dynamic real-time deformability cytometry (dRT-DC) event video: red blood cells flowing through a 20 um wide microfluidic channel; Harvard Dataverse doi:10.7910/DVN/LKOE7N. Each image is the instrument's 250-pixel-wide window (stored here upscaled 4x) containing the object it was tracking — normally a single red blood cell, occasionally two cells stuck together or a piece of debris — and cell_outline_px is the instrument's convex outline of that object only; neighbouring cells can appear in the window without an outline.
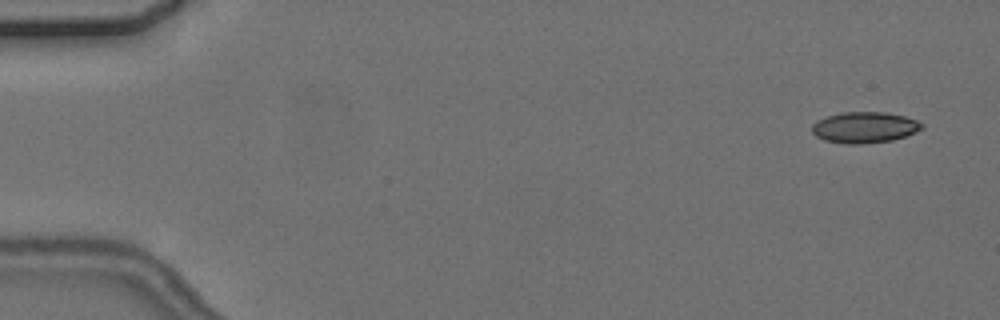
{"species": "common noctule bat (a hibernating species)", "species_latin": "Nyctalus noctula", "temperature_condition": "cold", "stored_images_in_passage": 5, "camera_frame_rate_fps": 3000, "um_per_image_px": 0.085, "animal": {"sex": "female", "body_mass_g": 24.6, "forearm_length_mm": 56.2}, "frame": {"image": 1, "passage_image": 1, "time_ms": 0.0, "image_size_px": [1000, 320], "cell_outline_px": [[924, 128], [916, 132], [892, 140], [864, 144], [848, 144], [824, 140], [816, 136], [812, 132], [812, 124], [816, 120], [840, 112], [888, 112], [904, 116], [916, 120], [924, 124]], "centroid_in_image_um": [73.49, 10.82], "position_along_channel_um": 11.5, "area_um2": 20.0}}
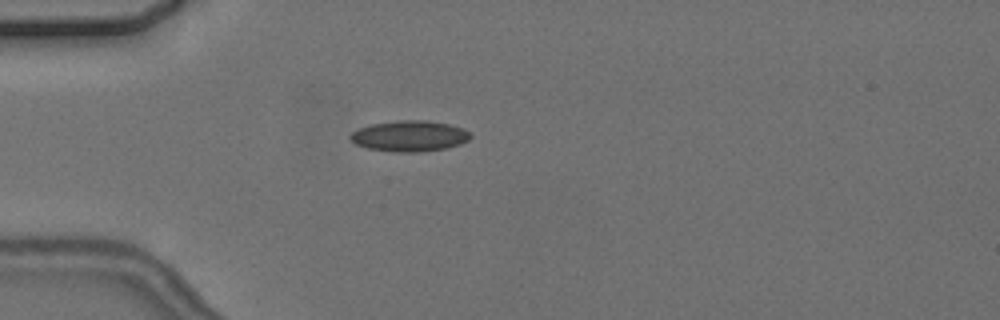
{"frame": {"image": 2, "passage_image": 5, "time_ms": 4.333, "image_size_px": [1000, 320], "cell_outline_px": [[472, 136], [468, 140], [460, 144], [448, 148], [416, 152], [396, 152], [368, 148], [356, 144], [348, 136], [352, 132], [360, 128], [372, 124], [396, 120], [428, 120], [448, 124], [464, 128]], "centroid_in_image_um": [34.83, 11.56], "position_along_channel_um": 50.2, "area_um2": 21.56}}